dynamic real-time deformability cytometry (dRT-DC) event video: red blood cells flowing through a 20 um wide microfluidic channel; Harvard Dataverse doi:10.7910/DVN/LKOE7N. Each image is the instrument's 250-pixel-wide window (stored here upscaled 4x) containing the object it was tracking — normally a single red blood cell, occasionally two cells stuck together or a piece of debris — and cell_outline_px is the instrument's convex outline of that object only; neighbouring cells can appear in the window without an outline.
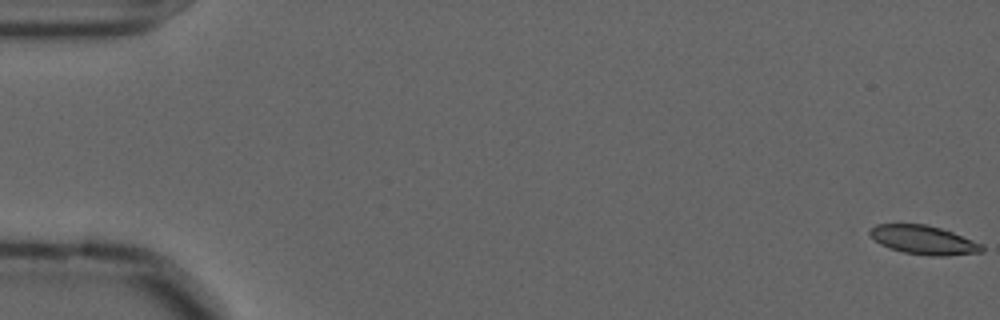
{"species": "common noctule bat (a hibernating species)", "species_latin": "Nyctalus noctula", "temperature_condition": "cold", "stored_images_in_passage": 58, "camera_frame_rate_fps": 3000, "um_per_image_px": 0.085, "animal": {"sex": "male", "forearm_length_mm": 52.5}, "frame": {"image": 1, "passage_image": 1, "time_ms": 0.0, "image_size_px": [1000, 320], "cell_outline_px": [[984, 252], [948, 256], [928, 256], [904, 252], [880, 244], [868, 232], [876, 224], [924, 224], [940, 228], [952, 232], [984, 244]], "centroid_in_image_um": [78.57, 20.41], "position_along_channel_um": 6.4, "area_um2": 18.79}}
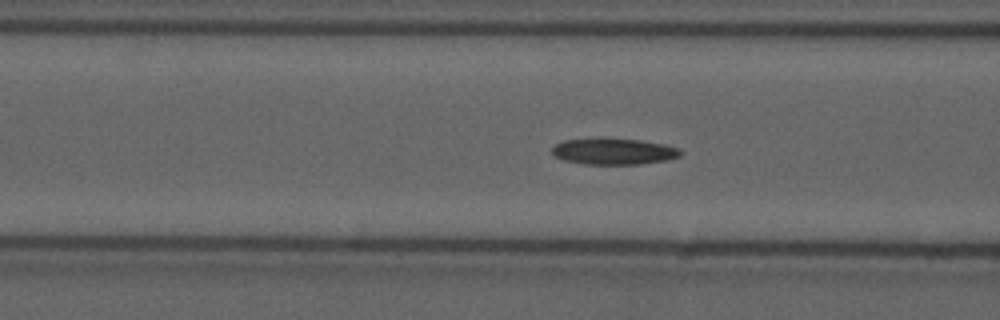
{"frame": {"image": 2, "passage_image": 23, "time_ms": 7.333, "image_size_px": [1000, 320], "cell_outline_px": [[684, 152], [680, 156], [668, 160], [640, 164], [580, 164], [564, 160], [552, 156], [552, 148], [556, 144], [564, 140], [640, 140], [668, 144]], "centroid_in_image_um": [52.2, 12.9], "position_along_channel_um": 114.4, "area_um2": 19.31}}
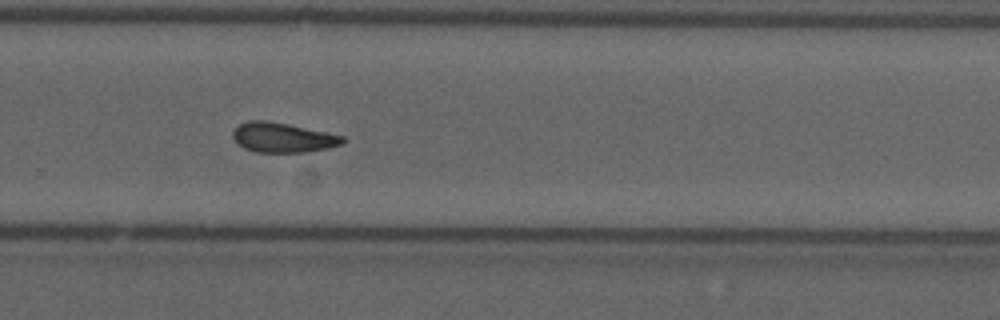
{"frame": {"image": 3, "passage_image": 39, "time_ms": 12.667, "image_size_px": [1000, 320], "cell_outline_px": [[348, 140], [344, 144], [328, 148], [304, 152], [256, 152], [244, 148], [232, 136], [232, 132], [240, 124], [248, 120], [264, 120], [288, 124], [328, 132], [344, 136]], "centroid_in_image_um": [24.09, 11.69], "position_along_channel_um": 305.7, "area_um2": 19.07}, "authors_computed_cell_mechanics": {"area_um2": 19.1029, "velocity_mm_per_s": 3.5949, "shape_relaxation_time_tau1_ms": null, "shape_relaxation_time_tau2_ms": 3.3766, "deformation_change_tau1": null, "deformation_change_tau2": 0.1115}}